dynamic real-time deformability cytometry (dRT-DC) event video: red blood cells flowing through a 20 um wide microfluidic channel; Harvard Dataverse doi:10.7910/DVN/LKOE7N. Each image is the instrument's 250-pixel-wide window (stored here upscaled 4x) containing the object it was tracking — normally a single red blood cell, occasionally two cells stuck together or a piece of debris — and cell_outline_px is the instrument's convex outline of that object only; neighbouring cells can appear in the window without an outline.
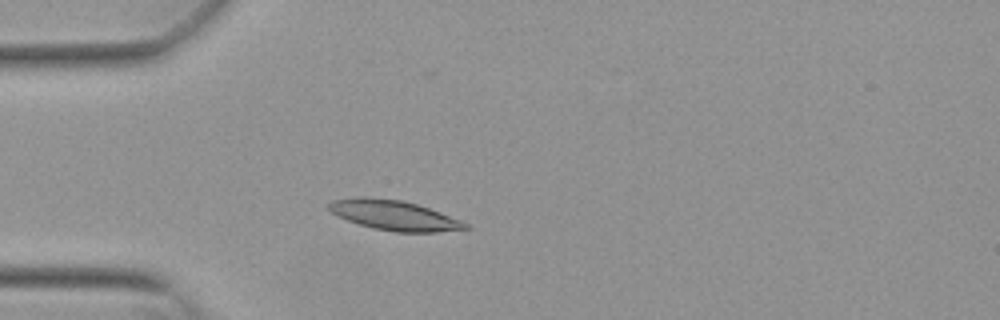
{"species": "Egyptian fruit bat (a non-hibernating species)", "species_latin": "Rousettus aegyptiacus", "temperature_condition": "warm", "stored_images_in_passage": 50, "camera_frame_rate_fps": 3000, "um_per_image_px": 0.085, "animal": {"sex": "female"}, "frame": {"image": 1, "passage_image": 12, "time_ms": 3.667, "image_size_px": [1000, 320], "cell_outline_px": [[472, 228], [436, 232], [396, 232], [372, 228], [336, 216], [328, 208], [328, 204], [332, 200], [356, 196], [372, 196], [404, 200], [440, 212], [460, 220], [468, 224]], "centroid_in_image_um": [33.47, 18.28], "position_along_channel_um": 51.5, "area_um2": 23.99}}
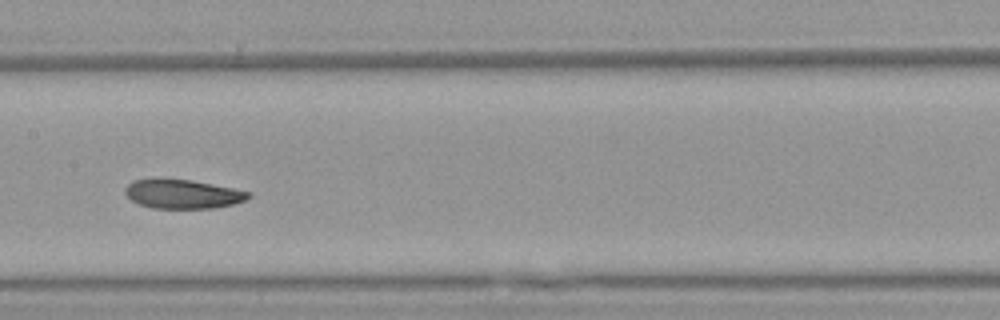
{"frame": {"image": 2, "passage_image": 24, "time_ms": 7.667, "image_size_px": [1000, 320], "cell_outline_px": [[252, 196], [244, 200], [232, 204], [216, 208], [152, 208], [140, 204], [132, 200], [124, 192], [124, 188], [132, 180], [152, 176], [192, 180], [252, 192]], "centroid_in_image_um": [15.47, 16.45], "position_along_channel_um": 191.9, "area_um2": 21.39}}
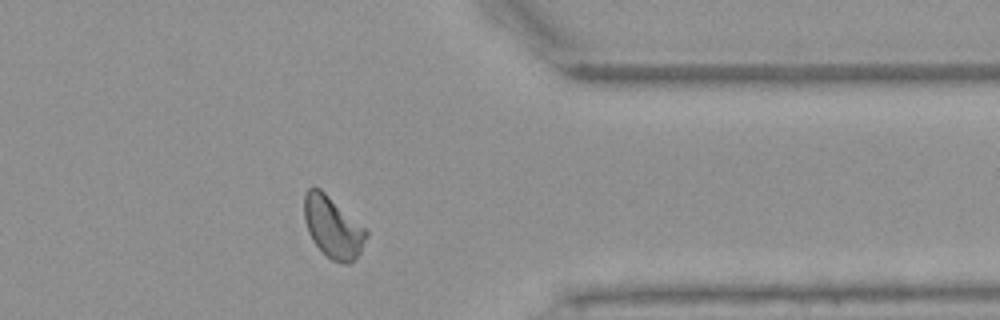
{"frame": {"image": 3, "passage_image": 40, "time_ms": 13.0, "image_size_px": [1000, 320], "cell_outline_px": [[368, 236], [360, 252], [348, 264], [344, 264], [332, 260], [312, 240], [308, 232], [304, 220], [304, 196], [308, 188], [320, 188], [364, 228], [368, 232]], "centroid_in_image_um": [28.27, 19.31], "position_along_channel_um": 383.1, "area_um2": 21.68}, "authors_computed_cell_mechanics": {"area_um2": 22.1663, "velocity_mm_per_s": 3.802, "shape_relaxation_time_tau1_ms": 3.6732, "shape_relaxation_time_tau2_ms": 4.4455, "deformation_change_tau1": 0.1241, "deformation_change_tau2": 0.0639}}